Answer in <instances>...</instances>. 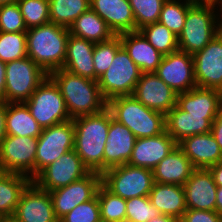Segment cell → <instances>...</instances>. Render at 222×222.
I'll list each match as a JSON object with an SVG mask.
<instances>
[{
  "label": "cell",
  "instance_id": "obj_33",
  "mask_svg": "<svg viewBox=\"0 0 222 222\" xmlns=\"http://www.w3.org/2000/svg\"><path fill=\"white\" fill-rule=\"evenodd\" d=\"M139 31L164 56L179 50L178 37L160 22L143 26Z\"/></svg>",
  "mask_w": 222,
  "mask_h": 222
},
{
  "label": "cell",
  "instance_id": "obj_11",
  "mask_svg": "<svg viewBox=\"0 0 222 222\" xmlns=\"http://www.w3.org/2000/svg\"><path fill=\"white\" fill-rule=\"evenodd\" d=\"M90 173L75 149L61 155L45 167L32 181L45 191H52L78 181Z\"/></svg>",
  "mask_w": 222,
  "mask_h": 222
},
{
  "label": "cell",
  "instance_id": "obj_52",
  "mask_svg": "<svg viewBox=\"0 0 222 222\" xmlns=\"http://www.w3.org/2000/svg\"><path fill=\"white\" fill-rule=\"evenodd\" d=\"M8 172L6 171L3 164L0 162V179H2Z\"/></svg>",
  "mask_w": 222,
  "mask_h": 222
},
{
  "label": "cell",
  "instance_id": "obj_44",
  "mask_svg": "<svg viewBox=\"0 0 222 222\" xmlns=\"http://www.w3.org/2000/svg\"><path fill=\"white\" fill-rule=\"evenodd\" d=\"M211 133L222 151V110L218 113L212 123Z\"/></svg>",
  "mask_w": 222,
  "mask_h": 222
},
{
  "label": "cell",
  "instance_id": "obj_7",
  "mask_svg": "<svg viewBox=\"0 0 222 222\" xmlns=\"http://www.w3.org/2000/svg\"><path fill=\"white\" fill-rule=\"evenodd\" d=\"M47 76L48 73L28 56L7 62L5 102L25 103Z\"/></svg>",
  "mask_w": 222,
  "mask_h": 222
},
{
  "label": "cell",
  "instance_id": "obj_15",
  "mask_svg": "<svg viewBox=\"0 0 222 222\" xmlns=\"http://www.w3.org/2000/svg\"><path fill=\"white\" fill-rule=\"evenodd\" d=\"M155 74L177 94L196 87L193 57L187 52L178 50L163 56Z\"/></svg>",
  "mask_w": 222,
  "mask_h": 222
},
{
  "label": "cell",
  "instance_id": "obj_27",
  "mask_svg": "<svg viewBox=\"0 0 222 222\" xmlns=\"http://www.w3.org/2000/svg\"><path fill=\"white\" fill-rule=\"evenodd\" d=\"M94 46L95 43L91 41L69 34L63 69L81 77L95 80Z\"/></svg>",
  "mask_w": 222,
  "mask_h": 222
},
{
  "label": "cell",
  "instance_id": "obj_26",
  "mask_svg": "<svg viewBox=\"0 0 222 222\" xmlns=\"http://www.w3.org/2000/svg\"><path fill=\"white\" fill-rule=\"evenodd\" d=\"M195 170L183 150L177 146L153 169L156 183L184 185Z\"/></svg>",
  "mask_w": 222,
  "mask_h": 222
},
{
  "label": "cell",
  "instance_id": "obj_24",
  "mask_svg": "<svg viewBox=\"0 0 222 222\" xmlns=\"http://www.w3.org/2000/svg\"><path fill=\"white\" fill-rule=\"evenodd\" d=\"M176 105L189 115L217 116L222 110V92L196 86L177 94Z\"/></svg>",
  "mask_w": 222,
  "mask_h": 222
},
{
  "label": "cell",
  "instance_id": "obj_48",
  "mask_svg": "<svg viewBox=\"0 0 222 222\" xmlns=\"http://www.w3.org/2000/svg\"><path fill=\"white\" fill-rule=\"evenodd\" d=\"M215 211L222 216V186H217Z\"/></svg>",
  "mask_w": 222,
  "mask_h": 222
},
{
  "label": "cell",
  "instance_id": "obj_6",
  "mask_svg": "<svg viewBox=\"0 0 222 222\" xmlns=\"http://www.w3.org/2000/svg\"><path fill=\"white\" fill-rule=\"evenodd\" d=\"M154 183L153 171L129 164L110 168L101 174V184L125 200L149 196Z\"/></svg>",
  "mask_w": 222,
  "mask_h": 222
},
{
  "label": "cell",
  "instance_id": "obj_29",
  "mask_svg": "<svg viewBox=\"0 0 222 222\" xmlns=\"http://www.w3.org/2000/svg\"><path fill=\"white\" fill-rule=\"evenodd\" d=\"M69 33L93 43L104 42L115 34L91 8L82 13L68 28Z\"/></svg>",
  "mask_w": 222,
  "mask_h": 222
},
{
  "label": "cell",
  "instance_id": "obj_49",
  "mask_svg": "<svg viewBox=\"0 0 222 222\" xmlns=\"http://www.w3.org/2000/svg\"><path fill=\"white\" fill-rule=\"evenodd\" d=\"M148 222H181V219L161 214L158 217L152 218Z\"/></svg>",
  "mask_w": 222,
  "mask_h": 222
},
{
  "label": "cell",
  "instance_id": "obj_38",
  "mask_svg": "<svg viewBox=\"0 0 222 222\" xmlns=\"http://www.w3.org/2000/svg\"><path fill=\"white\" fill-rule=\"evenodd\" d=\"M27 29L50 22L49 0H18Z\"/></svg>",
  "mask_w": 222,
  "mask_h": 222
},
{
  "label": "cell",
  "instance_id": "obj_47",
  "mask_svg": "<svg viewBox=\"0 0 222 222\" xmlns=\"http://www.w3.org/2000/svg\"><path fill=\"white\" fill-rule=\"evenodd\" d=\"M6 63L0 60V101L5 102Z\"/></svg>",
  "mask_w": 222,
  "mask_h": 222
},
{
  "label": "cell",
  "instance_id": "obj_30",
  "mask_svg": "<svg viewBox=\"0 0 222 222\" xmlns=\"http://www.w3.org/2000/svg\"><path fill=\"white\" fill-rule=\"evenodd\" d=\"M5 125L7 135L38 138L42 131L25 103H6Z\"/></svg>",
  "mask_w": 222,
  "mask_h": 222
},
{
  "label": "cell",
  "instance_id": "obj_9",
  "mask_svg": "<svg viewBox=\"0 0 222 222\" xmlns=\"http://www.w3.org/2000/svg\"><path fill=\"white\" fill-rule=\"evenodd\" d=\"M141 74L140 68L122 46L106 72L98 78L102 96L108 102L118 96L133 95Z\"/></svg>",
  "mask_w": 222,
  "mask_h": 222
},
{
  "label": "cell",
  "instance_id": "obj_4",
  "mask_svg": "<svg viewBox=\"0 0 222 222\" xmlns=\"http://www.w3.org/2000/svg\"><path fill=\"white\" fill-rule=\"evenodd\" d=\"M217 4L222 16V3L195 2L188 8L183 30L178 36L180 51L193 55L202 50L221 31L222 17L214 11L218 7Z\"/></svg>",
  "mask_w": 222,
  "mask_h": 222
},
{
  "label": "cell",
  "instance_id": "obj_51",
  "mask_svg": "<svg viewBox=\"0 0 222 222\" xmlns=\"http://www.w3.org/2000/svg\"><path fill=\"white\" fill-rule=\"evenodd\" d=\"M0 222H19V221L16 220L13 216H9V217L0 218Z\"/></svg>",
  "mask_w": 222,
  "mask_h": 222
},
{
  "label": "cell",
  "instance_id": "obj_19",
  "mask_svg": "<svg viewBox=\"0 0 222 222\" xmlns=\"http://www.w3.org/2000/svg\"><path fill=\"white\" fill-rule=\"evenodd\" d=\"M136 139L131 130L112 117L104 148V171L127 164Z\"/></svg>",
  "mask_w": 222,
  "mask_h": 222
},
{
  "label": "cell",
  "instance_id": "obj_5",
  "mask_svg": "<svg viewBox=\"0 0 222 222\" xmlns=\"http://www.w3.org/2000/svg\"><path fill=\"white\" fill-rule=\"evenodd\" d=\"M107 108L136 138L154 137L165 131V115L149 109L133 95L112 98L107 102Z\"/></svg>",
  "mask_w": 222,
  "mask_h": 222
},
{
  "label": "cell",
  "instance_id": "obj_25",
  "mask_svg": "<svg viewBox=\"0 0 222 222\" xmlns=\"http://www.w3.org/2000/svg\"><path fill=\"white\" fill-rule=\"evenodd\" d=\"M119 35L122 46L142 73H150L157 70L164 55L158 52L139 30Z\"/></svg>",
  "mask_w": 222,
  "mask_h": 222
},
{
  "label": "cell",
  "instance_id": "obj_32",
  "mask_svg": "<svg viewBox=\"0 0 222 222\" xmlns=\"http://www.w3.org/2000/svg\"><path fill=\"white\" fill-rule=\"evenodd\" d=\"M90 8V0H49L50 22L69 28Z\"/></svg>",
  "mask_w": 222,
  "mask_h": 222
},
{
  "label": "cell",
  "instance_id": "obj_43",
  "mask_svg": "<svg viewBox=\"0 0 222 222\" xmlns=\"http://www.w3.org/2000/svg\"><path fill=\"white\" fill-rule=\"evenodd\" d=\"M181 222H222V216L216 211L187 209Z\"/></svg>",
  "mask_w": 222,
  "mask_h": 222
},
{
  "label": "cell",
  "instance_id": "obj_22",
  "mask_svg": "<svg viewBox=\"0 0 222 222\" xmlns=\"http://www.w3.org/2000/svg\"><path fill=\"white\" fill-rule=\"evenodd\" d=\"M178 146L195 169H208L222 161V151L211 132L188 136Z\"/></svg>",
  "mask_w": 222,
  "mask_h": 222
},
{
  "label": "cell",
  "instance_id": "obj_17",
  "mask_svg": "<svg viewBox=\"0 0 222 222\" xmlns=\"http://www.w3.org/2000/svg\"><path fill=\"white\" fill-rule=\"evenodd\" d=\"M133 96L149 109L166 115L177 101V93L155 72L142 73Z\"/></svg>",
  "mask_w": 222,
  "mask_h": 222
},
{
  "label": "cell",
  "instance_id": "obj_2",
  "mask_svg": "<svg viewBox=\"0 0 222 222\" xmlns=\"http://www.w3.org/2000/svg\"><path fill=\"white\" fill-rule=\"evenodd\" d=\"M49 76L58 85L71 119L97 114L107 108L98 81L70 73L63 68L52 71Z\"/></svg>",
  "mask_w": 222,
  "mask_h": 222
},
{
  "label": "cell",
  "instance_id": "obj_45",
  "mask_svg": "<svg viewBox=\"0 0 222 222\" xmlns=\"http://www.w3.org/2000/svg\"><path fill=\"white\" fill-rule=\"evenodd\" d=\"M5 121H6V102L0 101V145L7 135Z\"/></svg>",
  "mask_w": 222,
  "mask_h": 222
},
{
  "label": "cell",
  "instance_id": "obj_16",
  "mask_svg": "<svg viewBox=\"0 0 222 222\" xmlns=\"http://www.w3.org/2000/svg\"><path fill=\"white\" fill-rule=\"evenodd\" d=\"M13 217L19 222H59L50 193L33 181L23 191Z\"/></svg>",
  "mask_w": 222,
  "mask_h": 222
},
{
  "label": "cell",
  "instance_id": "obj_46",
  "mask_svg": "<svg viewBox=\"0 0 222 222\" xmlns=\"http://www.w3.org/2000/svg\"><path fill=\"white\" fill-rule=\"evenodd\" d=\"M217 186H222V161L208 168Z\"/></svg>",
  "mask_w": 222,
  "mask_h": 222
},
{
  "label": "cell",
  "instance_id": "obj_28",
  "mask_svg": "<svg viewBox=\"0 0 222 222\" xmlns=\"http://www.w3.org/2000/svg\"><path fill=\"white\" fill-rule=\"evenodd\" d=\"M149 199L161 214L167 216L181 219L187 210L185 190L182 185L154 182Z\"/></svg>",
  "mask_w": 222,
  "mask_h": 222
},
{
  "label": "cell",
  "instance_id": "obj_12",
  "mask_svg": "<svg viewBox=\"0 0 222 222\" xmlns=\"http://www.w3.org/2000/svg\"><path fill=\"white\" fill-rule=\"evenodd\" d=\"M38 138L6 135L0 145V162L8 173L35 178V159Z\"/></svg>",
  "mask_w": 222,
  "mask_h": 222
},
{
  "label": "cell",
  "instance_id": "obj_20",
  "mask_svg": "<svg viewBox=\"0 0 222 222\" xmlns=\"http://www.w3.org/2000/svg\"><path fill=\"white\" fill-rule=\"evenodd\" d=\"M183 187L187 209L215 211L217 185L208 169H195Z\"/></svg>",
  "mask_w": 222,
  "mask_h": 222
},
{
  "label": "cell",
  "instance_id": "obj_35",
  "mask_svg": "<svg viewBox=\"0 0 222 222\" xmlns=\"http://www.w3.org/2000/svg\"><path fill=\"white\" fill-rule=\"evenodd\" d=\"M194 2L189 0H166L160 12L159 21L177 37L181 34L185 18L188 13V8Z\"/></svg>",
  "mask_w": 222,
  "mask_h": 222
},
{
  "label": "cell",
  "instance_id": "obj_36",
  "mask_svg": "<svg viewBox=\"0 0 222 222\" xmlns=\"http://www.w3.org/2000/svg\"><path fill=\"white\" fill-rule=\"evenodd\" d=\"M27 57L26 32H0V60L10 62Z\"/></svg>",
  "mask_w": 222,
  "mask_h": 222
},
{
  "label": "cell",
  "instance_id": "obj_21",
  "mask_svg": "<svg viewBox=\"0 0 222 222\" xmlns=\"http://www.w3.org/2000/svg\"><path fill=\"white\" fill-rule=\"evenodd\" d=\"M216 116L189 115L175 105L165 115V131L179 143L188 136L211 132Z\"/></svg>",
  "mask_w": 222,
  "mask_h": 222
},
{
  "label": "cell",
  "instance_id": "obj_50",
  "mask_svg": "<svg viewBox=\"0 0 222 222\" xmlns=\"http://www.w3.org/2000/svg\"><path fill=\"white\" fill-rule=\"evenodd\" d=\"M196 3H222V0H189Z\"/></svg>",
  "mask_w": 222,
  "mask_h": 222
},
{
  "label": "cell",
  "instance_id": "obj_10",
  "mask_svg": "<svg viewBox=\"0 0 222 222\" xmlns=\"http://www.w3.org/2000/svg\"><path fill=\"white\" fill-rule=\"evenodd\" d=\"M74 137L72 119L42 129L37 141L35 177L61 155L74 149Z\"/></svg>",
  "mask_w": 222,
  "mask_h": 222
},
{
  "label": "cell",
  "instance_id": "obj_37",
  "mask_svg": "<svg viewBox=\"0 0 222 222\" xmlns=\"http://www.w3.org/2000/svg\"><path fill=\"white\" fill-rule=\"evenodd\" d=\"M121 47L120 35H115L104 42L95 43L93 50L95 81H98V78L106 72Z\"/></svg>",
  "mask_w": 222,
  "mask_h": 222
},
{
  "label": "cell",
  "instance_id": "obj_23",
  "mask_svg": "<svg viewBox=\"0 0 222 222\" xmlns=\"http://www.w3.org/2000/svg\"><path fill=\"white\" fill-rule=\"evenodd\" d=\"M90 8L107 23L115 35L136 31L129 0H90Z\"/></svg>",
  "mask_w": 222,
  "mask_h": 222
},
{
  "label": "cell",
  "instance_id": "obj_13",
  "mask_svg": "<svg viewBox=\"0 0 222 222\" xmlns=\"http://www.w3.org/2000/svg\"><path fill=\"white\" fill-rule=\"evenodd\" d=\"M192 57L196 86L222 92V31Z\"/></svg>",
  "mask_w": 222,
  "mask_h": 222
},
{
  "label": "cell",
  "instance_id": "obj_1",
  "mask_svg": "<svg viewBox=\"0 0 222 222\" xmlns=\"http://www.w3.org/2000/svg\"><path fill=\"white\" fill-rule=\"evenodd\" d=\"M112 113L108 108L103 111L76 117L74 149L90 172H104V148Z\"/></svg>",
  "mask_w": 222,
  "mask_h": 222
},
{
  "label": "cell",
  "instance_id": "obj_41",
  "mask_svg": "<svg viewBox=\"0 0 222 222\" xmlns=\"http://www.w3.org/2000/svg\"><path fill=\"white\" fill-rule=\"evenodd\" d=\"M59 222H102L98 196L74 207Z\"/></svg>",
  "mask_w": 222,
  "mask_h": 222
},
{
  "label": "cell",
  "instance_id": "obj_3",
  "mask_svg": "<svg viewBox=\"0 0 222 222\" xmlns=\"http://www.w3.org/2000/svg\"><path fill=\"white\" fill-rule=\"evenodd\" d=\"M69 34L67 27L51 22L29 28L26 31L27 56L48 75L62 69Z\"/></svg>",
  "mask_w": 222,
  "mask_h": 222
},
{
  "label": "cell",
  "instance_id": "obj_42",
  "mask_svg": "<svg viewBox=\"0 0 222 222\" xmlns=\"http://www.w3.org/2000/svg\"><path fill=\"white\" fill-rule=\"evenodd\" d=\"M27 30L17 2L0 5V32H26Z\"/></svg>",
  "mask_w": 222,
  "mask_h": 222
},
{
  "label": "cell",
  "instance_id": "obj_14",
  "mask_svg": "<svg viewBox=\"0 0 222 222\" xmlns=\"http://www.w3.org/2000/svg\"><path fill=\"white\" fill-rule=\"evenodd\" d=\"M101 185V174L90 172L84 178L50 191L56 217L60 220L77 205L91 200Z\"/></svg>",
  "mask_w": 222,
  "mask_h": 222
},
{
  "label": "cell",
  "instance_id": "obj_31",
  "mask_svg": "<svg viewBox=\"0 0 222 222\" xmlns=\"http://www.w3.org/2000/svg\"><path fill=\"white\" fill-rule=\"evenodd\" d=\"M32 180L23 174L7 173L0 179V218L13 216L20 197Z\"/></svg>",
  "mask_w": 222,
  "mask_h": 222
},
{
  "label": "cell",
  "instance_id": "obj_39",
  "mask_svg": "<svg viewBox=\"0 0 222 222\" xmlns=\"http://www.w3.org/2000/svg\"><path fill=\"white\" fill-rule=\"evenodd\" d=\"M166 0H129L135 19L136 31L159 21Z\"/></svg>",
  "mask_w": 222,
  "mask_h": 222
},
{
  "label": "cell",
  "instance_id": "obj_53",
  "mask_svg": "<svg viewBox=\"0 0 222 222\" xmlns=\"http://www.w3.org/2000/svg\"><path fill=\"white\" fill-rule=\"evenodd\" d=\"M18 0H0V5H4L7 3L17 2Z\"/></svg>",
  "mask_w": 222,
  "mask_h": 222
},
{
  "label": "cell",
  "instance_id": "obj_18",
  "mask_svg": "<svg viewBox=\"0 0 222 222\" xmlns=\"http://www.w3.org/2000/svg\"><path fill=\"white\" fill-rule=\"evenodd\" d=\"M177 146L166 131L154 137L137 138L127 164L152 170Z\"/></svg>",
  "mask_w": 222,
  "mask_h": 222
},
{
  "label": "cell",
  "instance_id": "obj_8",
  "mask_svg": "<svg viewBox=\"0 0 222 222\" xmlns=\"http://www.w3.org/2000/svg\"><path fill=\"white\" fill-rule=\"evenodd\" d=\"M25 104L42 129L71 120L61 91L49 75Z\"/></svg>",
  "mask_w": 222,
  "mask_h": 222
},
{
  "label": "cell",
  "instance_id": "obj_40",
  "mask_svg": "<svg viewBox=\"0 0 222 222\" xmlns=\"http://www.w3.org/2000/svg\"><path fill=\"white\" fill-rule=\"evenodd\" d=\"M161 213L151 204L149 196L134 197L126 200L125 222H148Z\"/></svg>",
  "mask_w": 222,
  "mask_h": 222
},
{
  "label": "cell",
  "instance_id": "obj_34",
  "mask_svg": "<svg viewBox=\"0 0 222 222\" xmlns=\"http://www.w3.org/2000/svg\"><path fill=\"white\" fill-rule=\"evenodd\" d=\"M96 195L98 196L102 222H125V199L112 194L102 184L98 187Z\"/></svg>",
  "mask_w": 222,
  "mask_h": 222
}]
</instances>
